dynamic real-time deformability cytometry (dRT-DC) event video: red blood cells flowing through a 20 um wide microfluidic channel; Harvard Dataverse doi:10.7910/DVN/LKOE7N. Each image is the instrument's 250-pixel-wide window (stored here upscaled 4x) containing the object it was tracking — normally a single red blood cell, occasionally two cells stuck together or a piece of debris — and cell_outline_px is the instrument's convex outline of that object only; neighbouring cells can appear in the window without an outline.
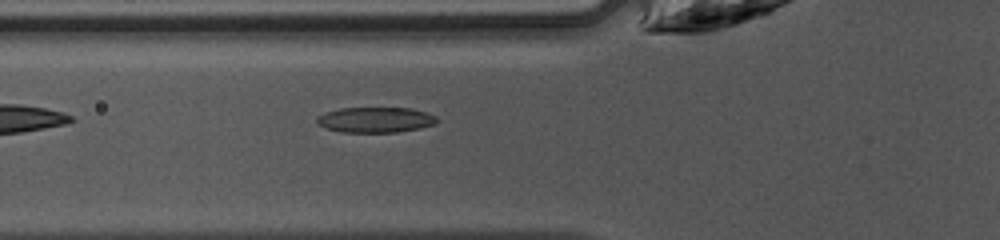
{"species": "common noctule bat (a hibernating species)", "species_latin": "Nyctalus noctula", "temperature_condition": "warm", "stored_images_in_passage": 36, "camera_frame_rate_fps": 3000, "um_per_image_px": 0.085, "animal": {"sex": "female", "body_mass_g": 10.0, "forearm_length_mm": 53.1}, "frame": {"image": 1, "passage_image": 6, "time_ms": 1.667, "image_size_px": [1000, 240], "cell_outline_px": [[436, 124], [420, 128], [396, 132], [340, 132], [316, 124], [316, 116], [324, 112], [340, 108], [412, 108], [436, 116]], "centroid_in_image_um": [31.87, 10.18], "position_along_channel_um": 93.9, "area_um2": 17.8}}
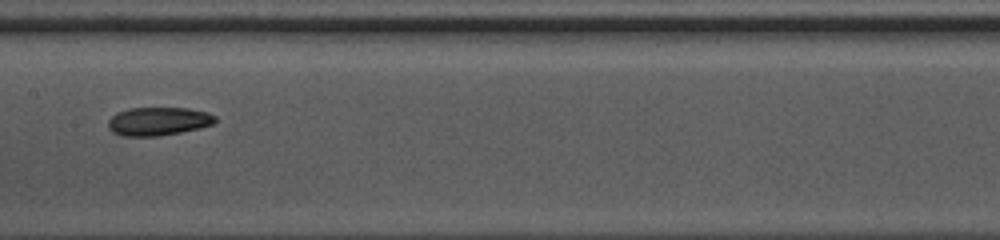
{"frame": {"image": 2, "passage_image": 13, "time_ms": 4.0, "image_size_px": [1000, 240], "cell_outline_px": [[216, 120], [212, 124], [200, 128], [180, 132], [156, 136], [120, 136], [112, 132], [108, 128], [108, 120], [116, 112], [128, 108], [188, 108], [208, 112], [216, 116]], "centroid_in_image_um": [13.43, 10.3], "position_along_channel_um": 194.0, "area_um2": 17.8}}
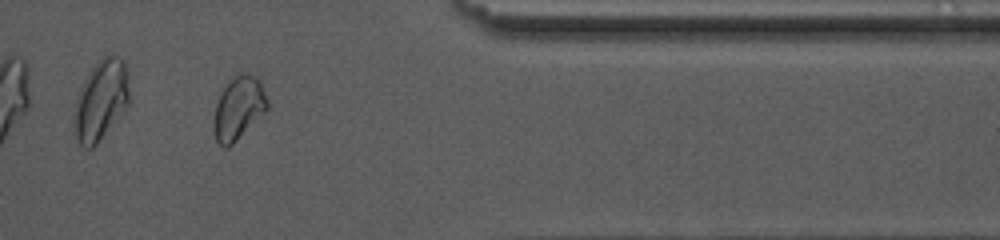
{"frame": {"image": 3, "passage_image": 28, "time_ms": 9.0, "image_size_px": [1000, 240], "cell_outline_px": [[268, 108], [228, 148], [224, 148], [216, 140], [212, 128], [212, 124], [216, 104], [224, 84], [236, 72], [240, 72], [252, 76], [260, 84], [268, 100]], "centroid_in_image_um": [20.22, 9.18], "position_along_channel_um": 391.2, "area_um2": 19.54}, "authors_computed_cell_mechanics": {"area_um2": 17.7735, "velocity_mm_per_s": 4.2535, "shape_relaxation_time_tau1_ms": 8.9786, "shape_relaxation_time_tau2_ms": 3.3713, "deformation_change_tau1": 0.187, "deformation_change_tau2": 0.0906}}